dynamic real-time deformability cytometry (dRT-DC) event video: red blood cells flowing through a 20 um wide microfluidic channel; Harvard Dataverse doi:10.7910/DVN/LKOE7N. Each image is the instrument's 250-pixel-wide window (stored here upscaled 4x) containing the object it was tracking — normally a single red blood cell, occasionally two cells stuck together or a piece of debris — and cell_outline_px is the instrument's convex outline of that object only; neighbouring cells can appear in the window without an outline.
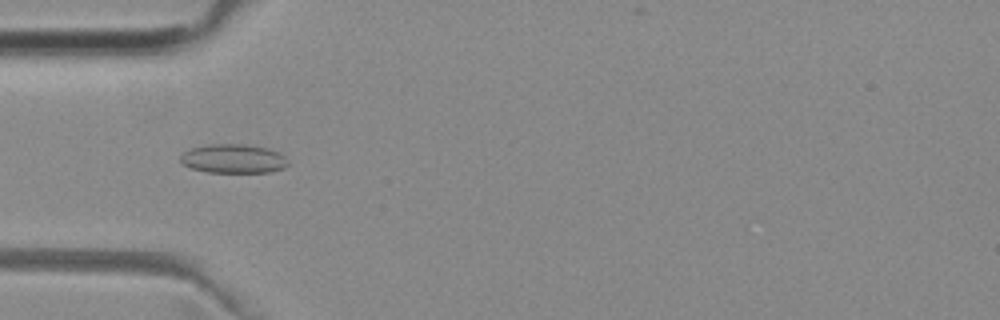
{"species": "common noctule bat (a hibernating species)", "species_latin": "Nyctalus noctula", "temperature_condition": "room temperature", "stored_images_in_passage": 52, "camera_frame_rate_fps": 3000, "um_per_image_px": 0.085, "animal": {"sex": "female", "body_mass_g": 29.2, "forearm_length_mm": 56.3}, "frame": {"image": 1, "passage_image": 16, "time_ms": 5.0, "image_size_px": [1000, 320], "cell_outline_px": [[288, 164], [284, 168], [268, 172], [208, 172], [192, 168], [184, 164], [180, 160], [180, 156], [184, 152], [192, 148], [208, 144], [244, 144], [268, 148], [280, 152], [288, 160]], "centroid_in_image_um": [19.87, 13.48], "position_along_channel_um": 65.1, "area_um2": 18.15}}
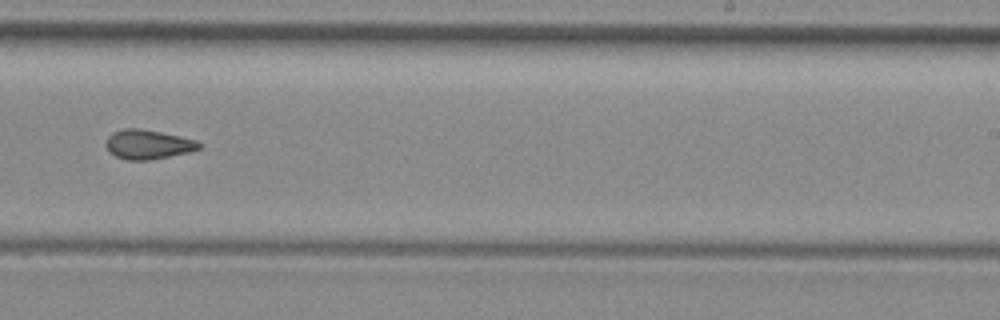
{"frame": {"image": 2, "passage_image": 32, "time_ms": 10.333, "image_size_px": [1000, 320], "cell_outline_px": [[204, 144], [200, 148], [188, 152], [148, 160], [128, 160], [116, 156], [108, 152], [104, 144], [108, 136], [112, 132], [124, 128], [140, 128], [160, 132], [196, 140]], "centroid_in_image_um": [12.54, 12.27], "position_along_channel_um": 276.5, "area_um2": 15.95}}
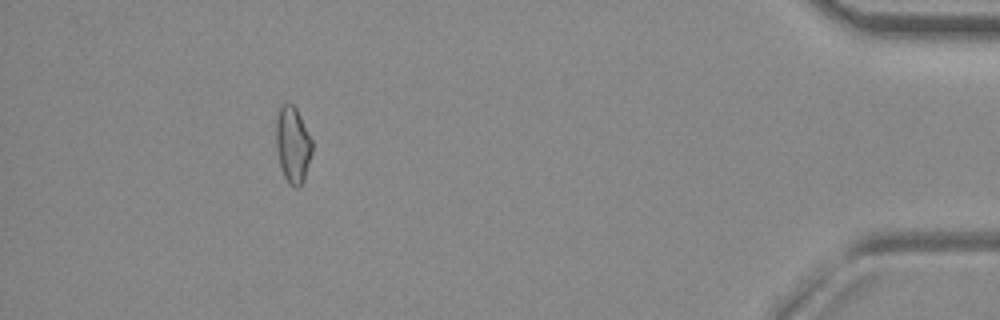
{"frame": {"image": 3, "passage_image": 47, "time_ms": 15.333, "image_size_px": [1000, 320], "cell_outline_px": [[312, 152], [304, 180], [300, 188], [296, 188], [288, 184], [280, 168], [276, 148], [276, 120], [280, 104], [292, 104], [296, 108], [312, 140]], "centroid_in_image_um": [24.87, 12.34], "position_along_channel_um": 410.3, "area_um2": 16.18}, "authors_computed_cell_mechanics": {"area_um2": 16.1551, "velocity_mm_per_s": 3.9763, "shape_relaxation_time_tau1_ms": null, "shape_relaxation_time_tau2_ms": 3.3884, "deformation_change_tau1": null, "deformation_change_tau2": 0.091}}